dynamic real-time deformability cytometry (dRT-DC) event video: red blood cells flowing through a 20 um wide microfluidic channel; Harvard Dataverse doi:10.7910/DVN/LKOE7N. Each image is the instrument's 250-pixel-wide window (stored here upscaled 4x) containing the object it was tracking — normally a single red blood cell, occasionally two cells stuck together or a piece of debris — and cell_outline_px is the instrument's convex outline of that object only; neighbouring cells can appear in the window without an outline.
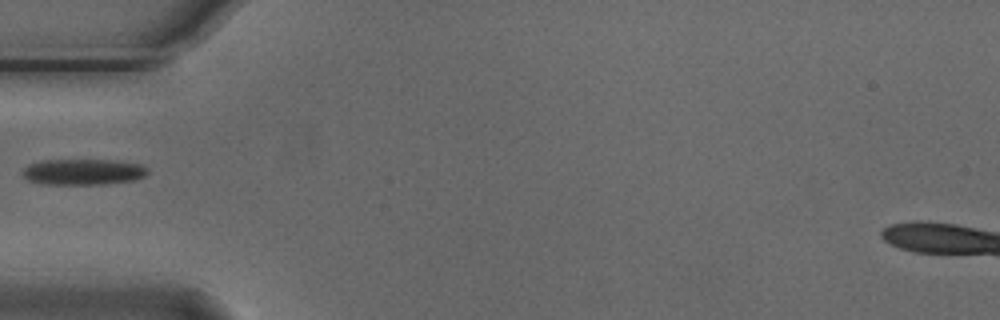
{"species": "Egyptian fruit bat (a non-hibernating species)", "species_latin": "Rousettus aegyptiacus", "temperature_condition": "cold", "stored_images_in_passage": 1, "camera_frame_rate_fps": 3000, "um_per_image_px": 0.085, "animal": {"sex": "male"}, "frame": {"image": 1, "passage_image": 1, "time_ms": 0.0, "image_size_px": [1000, 320], "cell_outline_px": [[148, 172], [144, 176], [136, 180], [104, 184], [44, 184], [28, 180], [24, 176], [24, 168], [28, 164], [44, 160], [116, 160], [140, 164], [148, 168]], "centroid_in_image_um": [7.11, 14.61], "position_along_channel_um": 77.9, "area_um2": 18.9}}